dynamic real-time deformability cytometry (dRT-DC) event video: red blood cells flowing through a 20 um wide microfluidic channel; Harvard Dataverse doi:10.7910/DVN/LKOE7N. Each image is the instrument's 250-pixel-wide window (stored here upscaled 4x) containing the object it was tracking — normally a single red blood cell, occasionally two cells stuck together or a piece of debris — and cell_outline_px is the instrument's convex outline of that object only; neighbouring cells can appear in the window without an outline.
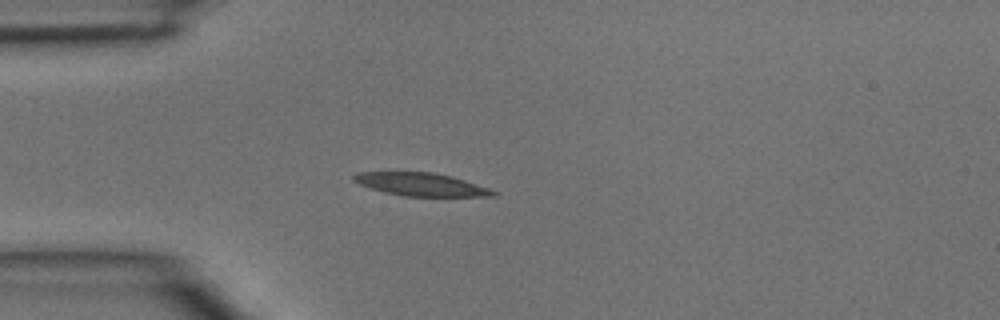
{"species": "common noctule bat (a hibernating species)", "species_latin": "Nyctalus noctula", "temperature_condition": "room temperature", "stored_images_in_passage": 2, "camera_frame_rate_fps": 3000, "um_per_image_px": 0.085, "animal": {"sex": "male", "body_mass_g": 15.6}, "frame": {"image": 1, "passage_image": 2, "time_ms": 0.333, "image_size_px": [1000, 320], "cell_outline_px": [[500, 192], [496, 196], [404, 196], [384, 192], [360, 184], [352, 180], [352, 176], [356, 172], [432, 172], [452, 176]], "centroid_in_image_um": [35.79, 15.67], "position_along_channel_um": 49.2, "area_um2": 18.61}}